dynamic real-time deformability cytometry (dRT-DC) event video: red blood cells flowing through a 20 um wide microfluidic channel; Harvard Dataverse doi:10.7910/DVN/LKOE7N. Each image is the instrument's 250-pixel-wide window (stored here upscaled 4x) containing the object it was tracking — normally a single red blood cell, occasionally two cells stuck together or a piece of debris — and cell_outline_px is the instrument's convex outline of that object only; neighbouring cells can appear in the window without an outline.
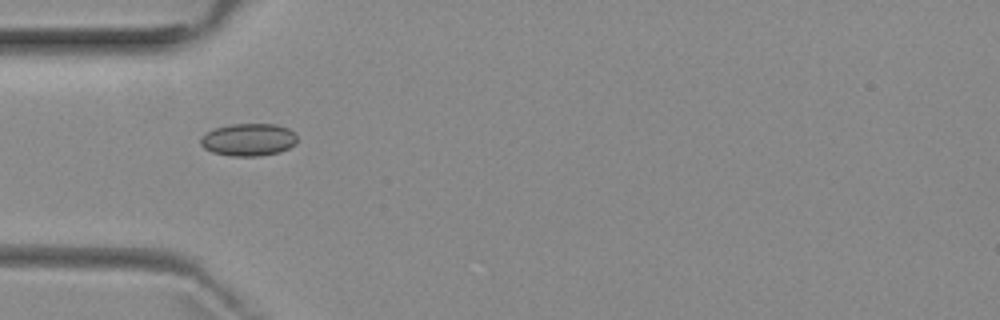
{"species": "common noctule bat (a hibernating species)", "species_latin": "Nyctalus noctula", "temperature_condition": "room temperature", "stored_images_in_passage": 5, "camera_frame_rate_fps": 3000, "um_per_image_px": 0.085, "animal": {"sex": "female", "body_mass_g": 29.2, "forearm_length_mm": 56.3}, "frame": {"image": 1, "passage_image": 2, "time_ms": 3.667, "image_size_px": [1000, 320], "cell_outline_px": [[296, 144], [280, 152], [260, 156], [232, 156], [212, 152], [204, 148], [200, 144], [200, 136], [216, 128], [232, 124], [276, 124], [288, 128], [296, 136]], "centroid_in_image_um": [21.12, 11.88], "position_along_channel_um": 63.9, "area_um2": 18.26}}
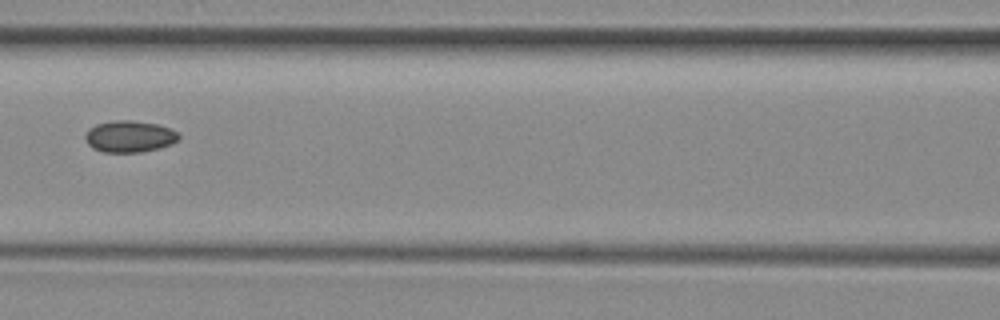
{"frame": {"image": 2, "passage_image": 4, "time_ms": 6.0, "image_size_px": [1000, 320], "cell_outline_px": [[180, 136], [176, 140], [160, 148], [140, 152], [104, 152], [92, 148], [88, 144], [84, 136], [88, 128], [96, 124], [112, 120], [132, 120], [156, 124], [168, 128], [176, 132]], "centroid_in_image_um": [10.94, 11.59], "position_along_channel_um": 155.7, "area_um2": 17.11}}
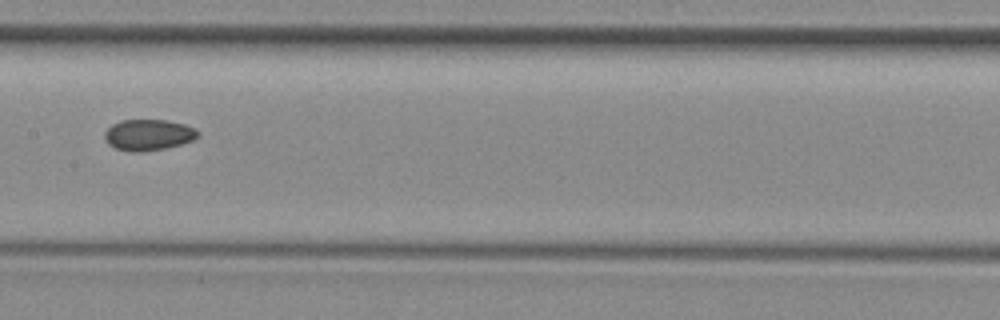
{"frame": {"image": 3, "passage_image": 5, "time_ms": 7.0, "image_size_px": [1000, 320], "cell_outline_px": [[200, 132], [192, 140], [180, 144], [164, 148], [140, 152], [132, 152], [116, 148], [108, 144], [104, 136], [104, 132], [112, 124], [120, 120], [164, 120], [184, 124], [196, 128]], "centroid_in_image_um": [12.59, 11.45], "position_along_channel_um": 194.8, "area_um2": 16.76}}